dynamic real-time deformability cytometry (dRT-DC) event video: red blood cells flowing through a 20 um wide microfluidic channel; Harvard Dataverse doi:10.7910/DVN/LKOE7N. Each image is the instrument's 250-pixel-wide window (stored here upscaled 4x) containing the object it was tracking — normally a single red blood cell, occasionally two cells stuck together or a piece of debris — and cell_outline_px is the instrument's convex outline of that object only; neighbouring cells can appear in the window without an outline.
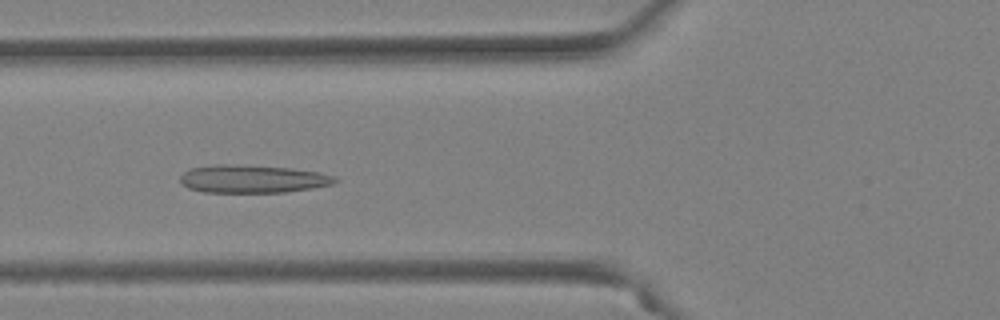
{"species": "Egyptian fruit bat (a non-hibernating species)", "species_latin": "Rousettus aegyptiacus", "temperature_condition": "warm", "stored_images_in_passage": 52, "camera_frame_rate_fps": 3000, "um_per_image_px": 0.085, "animal": {"sex": "female"}, "frame": {"image": 1, "passage_image": 20, "time_ms": 6.333, "image_size_px": [1000, 320], "cell_outline_px": [[340, 180], [332, 184], [312, 188], [288, 192], [204, 192], [188, 188], [180, 180], [180, 176], [184, 172], [192, 168], [216, 164], [228, 164], [292, 168], [320, 172], [336, 176]], "centroid_in_image_um": [21.52, 15.21], "position_along_channel_um": 104.3, "area_um2": 25.2}}
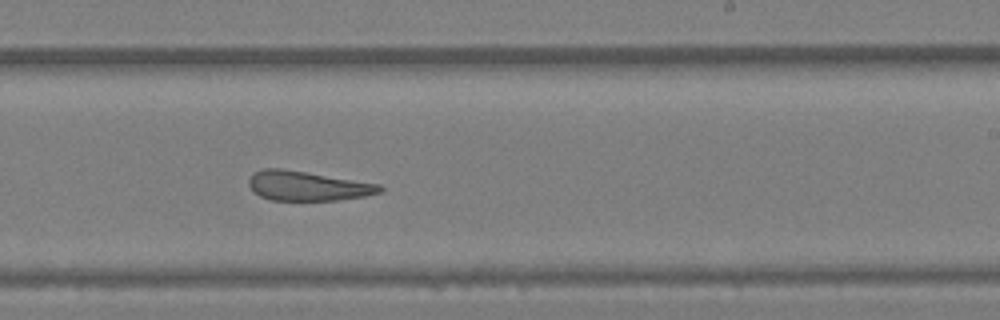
{"frame": {"image": 2, "passage_image": 32, "time_ms": 10.333, "image_size_px": [1000, 320], "cell_outline_px": [[384, 188], [380, 192], [364, 196], [340, 200], [272, 200], [260, 196], [248, 184], [248, 180], [252, 172], [264, 168], [280, 168], [380, 184]], "centroid_in_image_um": [26.12, 15.8], "position_along_channel_um": 262.9, "area_um2": 22.37}}
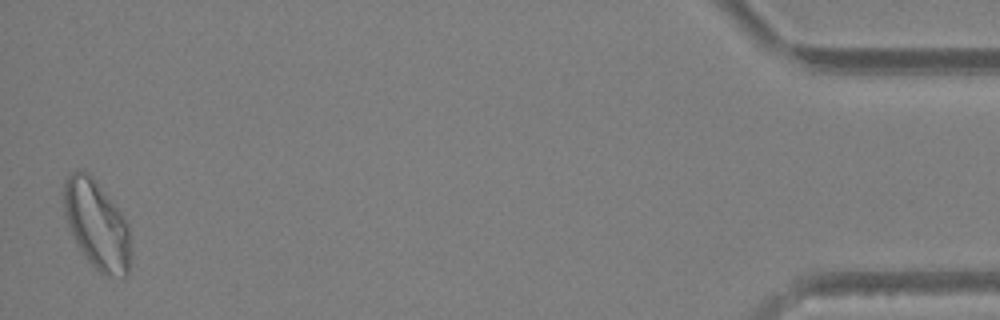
{"frame": {"image": 3, "passage_image": 51, "time_ms": 16.667, "image_size_px": [1000, 320], "cell_outline_px": [[132, 252], [128, 276], [108, 276], [100, 272], [88, 260], [72, 236], [64, 216], [64, 180], [76, 168], [84, 168], [92, 176], [124, 216], [128, 224]], "centroid_in_image_um": [8.24, 19.08], "position_along_channel_um": 427.0, "area_um2": 34.85}, "authors_computed_cell_mechanics": {"area_um2": 27.3394, "velocity_mm_per_s": 3.9709, "shape_relaxation_time_tau1_ms": null, "shape_relaxation_time_tau2_ms": 3.6286, "deformation_change_tau1": null, "deformation_change_tau2": 0.142}}